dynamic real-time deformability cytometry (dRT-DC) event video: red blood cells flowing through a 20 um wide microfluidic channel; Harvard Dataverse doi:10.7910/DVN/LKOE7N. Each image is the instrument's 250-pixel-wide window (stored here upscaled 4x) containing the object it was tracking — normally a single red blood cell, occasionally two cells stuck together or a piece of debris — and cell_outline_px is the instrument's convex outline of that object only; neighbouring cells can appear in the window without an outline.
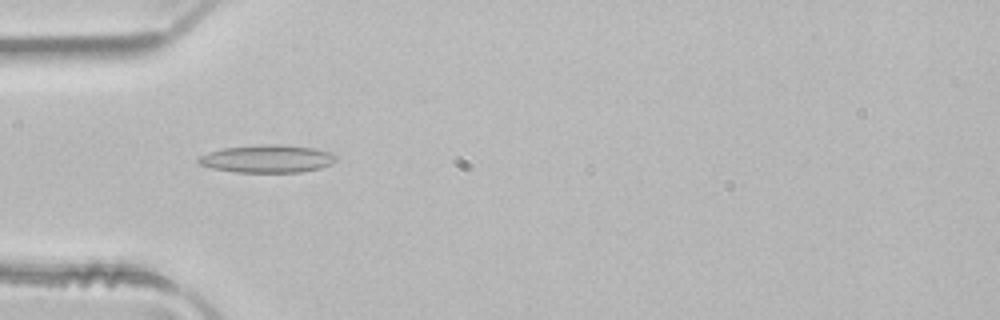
{"species": "common noctule bat (a hibernating species)", "species_latin": "Nyctalus noctula", "temperature_condition": "room temperature", "stored_images_in_passage": 6, "camera_frame_rate_fps": 3000, "um_per_image_px": 0.085, "animal": {"sex": "male", "body_mass_g": 21.5, "forearm_length_mm": 52.0}, "frame": {"image": 1, "passage_image": 4, "time_ms": 1.0, "image_size_px": [1000, 320], "cell_outline_px": [[336, 160], [332, 164], [320, 168], [300, 172], [236, 172], [212, 168], [200, 164], [196, 160], [200, 156], [208, 152], [224, 148], [260, 144], [280, 144], [316, 148], [336, 152]], "centroid_in_image_um": [22.78, 13.48], "position_along_channel_um": 62.2, "area_um2": 22.48}}
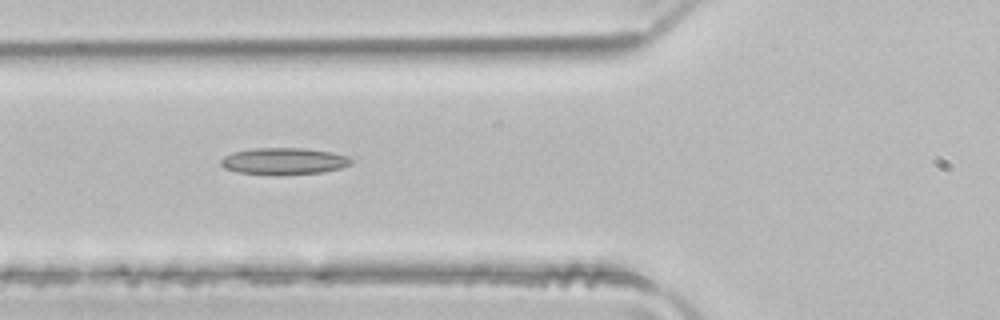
{"frame": {"image": 2, "passage_image": 5, "time_ms": 1.333, "image_size_px": [1000, 320], "cell_outline_px": [[352, 164], [340, 168], [320, 172], [280, 176], [276, 176], [236, 172], [224, 168], [220, 164], [220, 160], [224, 156], [232, 152], [252, 148], [304, 148], [332, 152], [348, 156], [352, 160]], "centroid_in_image_um": [24.09, 13.71], "position_along_channel_um": 101.7, "area_um2": 20.69}}
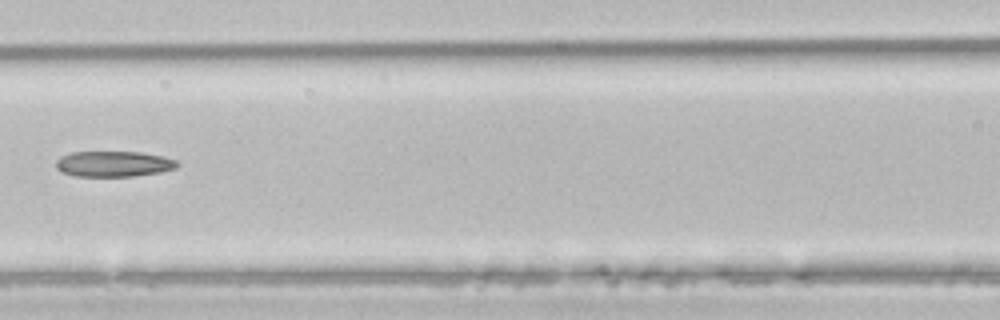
{"frame": {"image": 3, "passage_image": 6, "time_ms": 1.667, "image_size_px": [1000, 320], "cell_outline_px": [[180, 164], [176, 168], [160, 172], [132, 176], [76, 176], [60, 172], [56, 168], [56, 160], [60, 156], [72, 152], [140, 152], [160, 156], [176, 160]], "centroid_in_image_um": [9.62, 13.93], "position_along_channel_um": 157.0, "area_um2": 18.09}}